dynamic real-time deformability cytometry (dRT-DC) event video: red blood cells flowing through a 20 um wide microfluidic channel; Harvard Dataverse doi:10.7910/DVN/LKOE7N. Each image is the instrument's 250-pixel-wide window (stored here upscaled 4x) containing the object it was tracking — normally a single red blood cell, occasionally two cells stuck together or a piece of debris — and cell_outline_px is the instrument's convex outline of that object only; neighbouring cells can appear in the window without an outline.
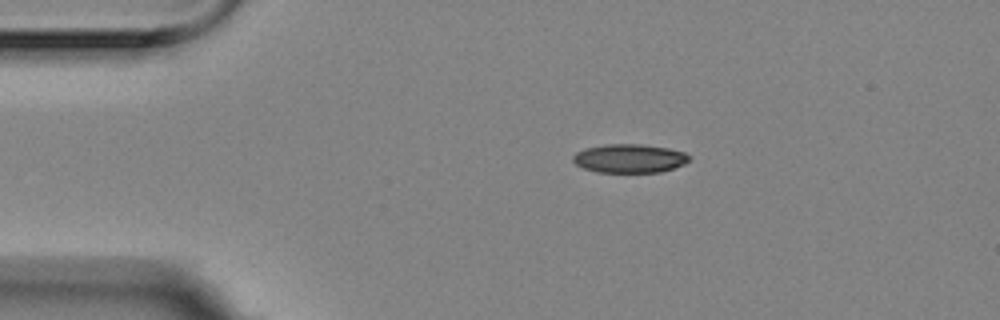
{"species": "Egyptian fruit bat (a non-hibernating species)", "species_latin": "Rousettus aegyptiacus", "temperature_condition": "room temperature", "stored_images_in_passage": 8, "camera_frame_rate_fps": 3000, "um_per_image_px": 0.085, "animal": {"sex": "female"}, "frame": {"image": 1, "passage_image": 3, "time_ms": 0.667, "image_size_px": [1000, 320], "cell_outline_px": [[692, 160], [684, 164], [660, 172], [596, 172], [584, 168], [576, 164], [572, 160], [572, 156], [576, 152], [584, 148], [604, 144], [640, 144], [668, 148], [684, 152], [692, 156]], "centroid_in_image_um": [53.51, 13.46], "position_along_channel_um": 31.5, "area_um2": 19.59}}
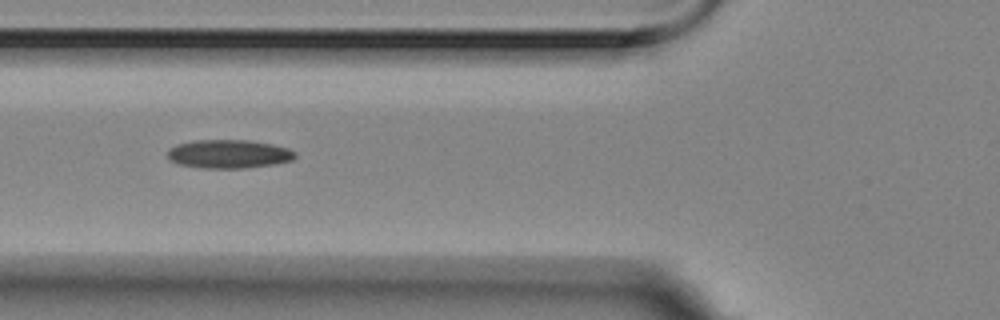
{"frame": {"image": 2, "passage_image": 6, "time_ms": 1.667, "image_size_px": [1000, 320], "cell_outline_px": [[296, 156], [292, 160], [272, 164], [244, 168], [204, 168], [180, 164], [172, 160], [168, 156], [168, 148], [176, 144], [196, 140], [248, 140], [272, 144], [288, 148], [296, 152]], "centroid_in_image_um": [19.45, 13.08], "position_along_channel_um": 106.3, "area_um2": 21.1}}
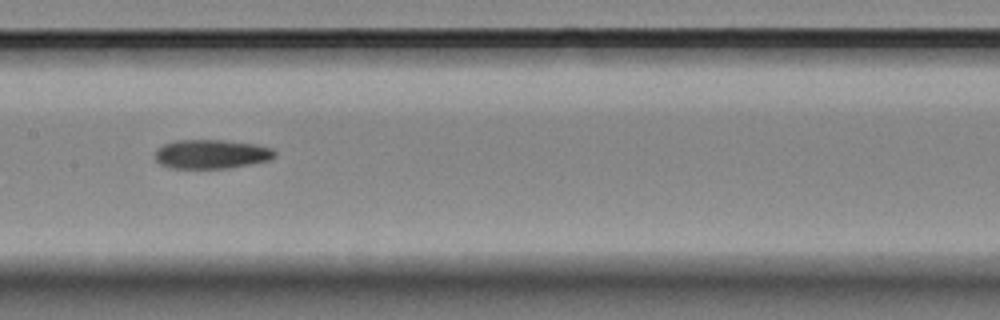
{"frame": {"image": 3, "passage_image": 8, "time_ms": 2.333, "image_size_px": [1000, 320], "cell_outline_px": [[276, 156], [268, 160], [228, 168], [172, 168], [160, 164], [156, 160], [156, 148], [164, 144], [176, 140], [224, 140], [256, 144], [272, 148], [276, 152]], "centroid_in_image_um": [17.96, 13.09], "position_along_channel_um": 189.4, "area_um2": 20.23}}